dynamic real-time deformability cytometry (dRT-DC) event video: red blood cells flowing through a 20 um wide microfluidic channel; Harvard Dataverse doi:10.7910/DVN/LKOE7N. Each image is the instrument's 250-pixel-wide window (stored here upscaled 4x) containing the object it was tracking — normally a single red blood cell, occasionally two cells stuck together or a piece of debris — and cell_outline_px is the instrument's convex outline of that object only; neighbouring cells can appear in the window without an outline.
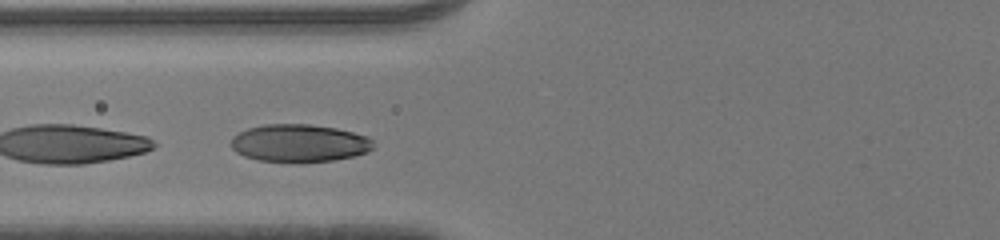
{"species": "human", "species_latin": "Homo sapiens", "temperature_condition": "room temperature", "stored_images_in_passage": 15, "segment_of_instrument_passage": [2, 2], "camera_frame_rate_fps": 3000, "um_per_image_px": 0.085, "donor": {"sex": "male"}, "frame": {"image": 1, "passage_image": 10, "time_ms": 3.0, "image_size_px": [1000, 240], "cell_outline_px": [[372, 148], [368, 152], [352, 156], [332, 160], [256, 160], [244, 156], [236, 152], [232, 148], [232, 136], [248, 128], [264, 124], [308, 124], [336, 128], [368, 136], [372, 140]], "centroid_in_image_um": [25.43, 12.13], "position_along_channel_um": 100.4, "area_um2": 30.52}}
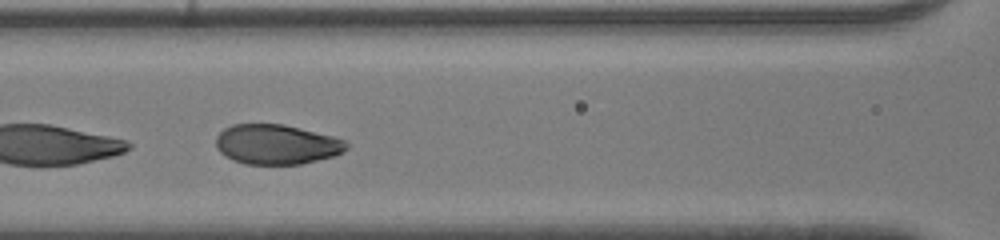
{"frame": {"image": 2, "passage_image": 13, "time_ms": 4.0, "image_size_px": [1000, 240], "cell_outline_px": [[348, 148], [344, 152], [332, 156], [300, 164], [244, 164], [232, 160], [224, 156], [216, 148], [216, 136], [224, 128], [232, 124], [284, 124], [332, 136], [344, 140], [348, 144]], "centroid_in_image_um": [23.47, 12.27], "position_along_channel_um": 143.1, "area_um2": 30.35}}